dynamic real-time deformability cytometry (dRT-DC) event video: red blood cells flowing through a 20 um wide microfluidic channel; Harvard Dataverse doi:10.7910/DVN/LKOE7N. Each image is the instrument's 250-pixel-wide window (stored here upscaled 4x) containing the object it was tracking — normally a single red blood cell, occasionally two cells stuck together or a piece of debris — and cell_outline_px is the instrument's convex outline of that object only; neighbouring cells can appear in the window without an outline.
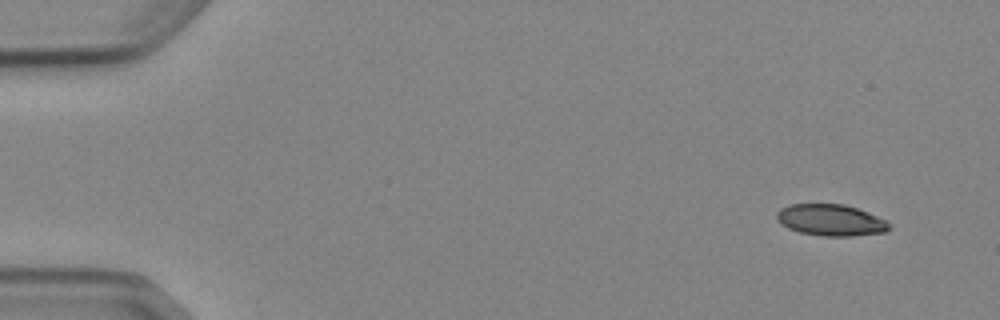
{"species": "Egyptian fruit bat (a non-hibernating species)", "species_latin": "Rousettus aegyptiacus", "temperature_condition": "cold", "stored_images_in_passage": 5, "camera_frame_rate_fps": 3000, "um_per_image_px": 0.085, "animal": {"sex": "female"}, "frame": {"image": 1, "passage_image": 1, "time_ms": 0.0, "image_size_px": [1000, 320], "cell_outline_px": [[892, 228], [884, 232], [852, 236], [824, 236], [800, 232], [788, 228], [780, 224], [776, 220], [776, 212], [780, 208], [788, 204], [844, 204], [868, 212], [888, 220], [892, 224]], "centroid_in_image_um": [70.63, 18.7], "position_along_channel_um": 14.4, "area_um2": 20.92}}
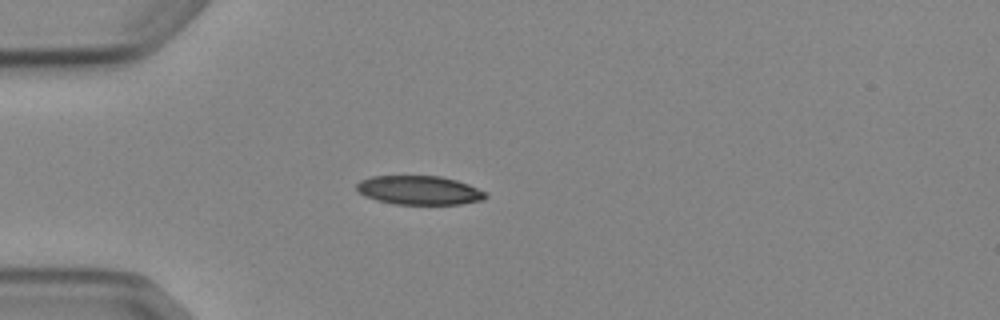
{"frame": {"image": 2, "passage_image": 4, "time_ms": 3.667, "image_size_px": [1000, 320], "cell_outline_px": [[488, 196], [484, 200], [460, 204], [392, 204], [376, 200], [364, 196], [356, 188], [356, 184], [360, 180], [372, 176], [440, 176], [456, 180], [468, 184], [488, 192]], "centroid_in_image_um": [35.66, 16.17], "position_along_channel_um": 49.3, "area_um2": 21.91}}